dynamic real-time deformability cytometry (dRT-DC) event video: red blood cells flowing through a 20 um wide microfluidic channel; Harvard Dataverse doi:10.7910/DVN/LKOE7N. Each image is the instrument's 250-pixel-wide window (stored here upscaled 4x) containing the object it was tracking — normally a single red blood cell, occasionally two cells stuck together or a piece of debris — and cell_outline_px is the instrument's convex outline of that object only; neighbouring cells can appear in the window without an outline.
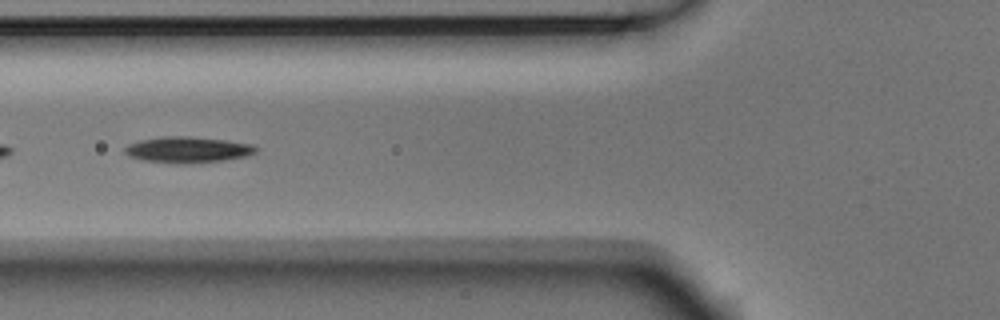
{"species": "Egyptian fruit bat (a non-hibernating species)", "species_latin": "Rousettus aegyptiacus", "temperature_condition": "room temperature", "stored_images_in_passage": 37, "camera_frame_rate_fps": 3000, "um_per_image_px": 0.085, "animal": {"sex": "male"}, "frame": {"image": 1, "passage_image": 4, "time_ms": 1.0, "image_size_px": [1000, 320], "cell_outline_px": [[256, 152], [248, 156], [224, 160], [192, 164], [144, 160], [128, 156], [124, 152], [124, 148], [128, 144], [140, 140], [160, 136], [188, 136], [224, 140], [252, 144], [256, 148]], "centroid_in_image_um": [15.94, 12.72], "position_along_channel_um": 109.9, "area_um2": 19.83}}
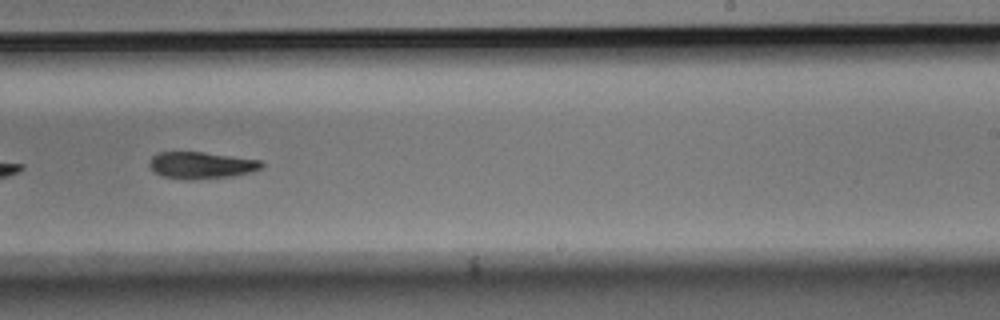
{"frame": {"image": 2, "passage_image": 17, "time_ms": 5.333, "image_size_px": [1000, 320], "cell_outline_px": [[264, 164], [260, 168], [252, 172], [232, 176], [192, 180], [184, 180], [164, 176], [156, 172], [148, 164], [152, 156], [160, 152], [204, 152], [260, 160]], "centroid_in_image_um": [17.11, 14.05], "position_along_channel_um": 271.9, "area_um2": 17.46}}
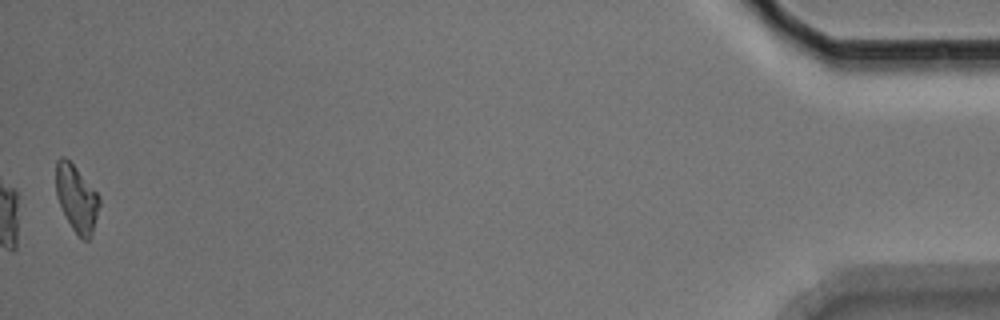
{"frame": {"image": 3, "passage_image": 37, "time_ms": 12.0, "image_size_px": [1000, 320], "cell_outline_px": [[100, 204], [92, 232], [88, 240], [84, 240], [72, 228], [56, 196], [56, 160], [60, 156], [64, 156], [76, 168], [100, 196]], "centroid_in_image_um": [6.5, 16.83], "position_along_channel_um": 428.7, "area_um2": 16.47}, "authors_computed_cell_mechanics": {"area_um2": 18.2648, "velocity_mm_per_s": 3.7355, "shape_relaxation_time_tau1_ms": 2.8958, "shape_relaxation_time_tau2_ms": 6.288, "deformation_change_tau1": 0.1071, "deformation_change_tau2": 0.1416}}